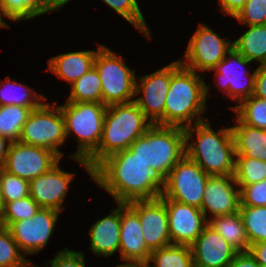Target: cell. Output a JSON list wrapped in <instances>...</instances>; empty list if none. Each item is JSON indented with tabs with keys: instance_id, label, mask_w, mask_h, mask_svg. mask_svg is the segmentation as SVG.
I'll use <instances>...</instances> for the list:
<instances>
[{
	"instance_id": "obj_1",
	"label": "cell",
	"mask_w": 266,
	"mask_h": 267,
	"mask_svg": "<svg viewBox=\"0 0 266 267\" xmlns=\"http://www.w3.org/2000/svg\"><path fill=\"white\" fill-rule=\"evenodd\" d=\"M91 177L117 203L158 198L163 191V181L129 149L107 156L92 170Z\"/></svg>"
},
{
	"instance_id": "obj_2",
	"label": "cell",
	"mask_w": 266,
	"mask_h": 267,
	"mask_svg": "<svg viewBox=\"0 0 266 267\" xmlns=\"http://www.w3.org/2000/svg\"><path fill=\"white\" fill-rule=\"evenodd\" d=\"M208 88L196 71L186 68L180 61L171 63V81L164 108V126L186 128L203 122L201 114L206 107Z\"/></svg>"
},
{
	"instance_id": "obj_3",
	"label": "cell",
	"mask_w": 266,
	"mask_h": 267,
	"mask_svg": "<svg viewBox=\"0 0 266 267\" xmlns=\"http://www.w3.org/2000/svg\"><path fill=\"white\" fill-rule=\"evenodd\" d=\"M195 142L189 144L193 134ZM185 155L196 162L208 175L233 176L235 174L236 150L232 128L214 132L206 120L184 128Z\"/></svg>"
},
{
	"instance_id": "obj_4",
	"label": "cell",
	"mask_w": 266,
	"mask_h": 267,
	"mask_svg": "<svg viewBox=\"0 0 266 267\" xmlns=\"http://www.w3.org/2000/svg\"><path fill=\"white\" fill-rule=\"evenodd\" d=\"M135 101L107 106L98 149L86 160L92 171L103 159L126 150L153 124Z\"/></svg>"
},
{
	"instance_id": "obj_5",
	"label": "cell",
	"mask_w": 266,
	"mask_h": 267,
	"mask_svg": "<svg viewBox=\"0 0 266 267\" xmlns=\"http://www.w3.org/2000/svg\"><path fill=\"white\" fill-rule=\"evenodd\" d=\"M128 149L164 181L185 156L184 128L153 124Z\"/></svg>"
},
{
	"instance_id": "obj_6",
	"label": "cell",
	"mask_w": 266,
	"mask_h": 267,
	"mask_svg": "<svg viewBox=\"0 0 266 267\" xmlns=\"http://www.w3.org/2000/svg\"><path fill=\"white\" fill-rule=\"evenodd\" d=\"M60 109L65 120L66 138L73 131L79 144L78 150L70 158L77 160L92 175L86 160L99 147L107 106L98 102L66 101Z\"/></svg>"
},
{
	"instance_id": "obj_7",
	"label": "cell",
	"mask_w": 266,
	"mask_h": 267,
	"mask_svg": "<svg viewBox=\"0 0 266 267\" xmlns=\"http://www.w3.org/2000/svg\"><path fill=\"white\" fill-rule=\"evenodd\" d=\"M123 61L121 55L116 56L108 47L98 45L94 67L100 76L105 106L134 101L131 98L136 95V74Z\"/></svg>"
},
{
	"instance_id": "obj_8",
	"label": "cell",
	"mask_w": 266,
	"mask_h": 267,
	"mask_svg": "<svg viewBox=\"0 0 266 267\" xmlns=\"http://www.w3.org/2000/svg\"><path fill=\"white\" fill-rule=\"evenodd\" d=\"M43 103L33 109L23 125L19 142L46 148L55 152L60 158L63 153L58 150L66 139L65 120L60 106Z\"/></svg>"
},
{
	"instance_id": "obj_9",
	"label": "cell",
	"mask_w": 266,
	"mask_h": 267,
	"mask_svg": "<svg viewBox=\"0 0 266 267\" xmlns=\"http://www.w3.org/2000/svg\"><path fill=\"white\" fill-rule=\"evenodd\" d=\"M208 175L186 155L163 181L162 197L201 209Z\"/></svg>"
},
{
	"instance_id": "obj_10",
	"label": "cell",
	"mask_w": 266,
	"mask_h": 267,
	"mask_svg": "<svg viewBox=\"0 0 266 267\" xmlns=\"http://www.w3.org/2000/svg\"><path fill=\"white\" fill-rule=\"evenodd\" d=\"M232 48L233 42L221 39L206 25L199 24L189 40L187 51L183 56L185 61L180 60V62L194 71H209L220 63Z\"/></svg>"
},
{
	"instance_id": "obj_11",
	"label": "cell",
	"mask_w": 266,
	"mask_h": 267,
	"mask_svg": "<svg viewBox=\"0 0 266 267\" xmlns=\"http://www.w3.org/2000/svg\"><path fill=\"white\" fill-rule=\"evenodd\" d=\"M61 158L46 148L12 142L4 170L31 181L56 165Z\"/></svg>"
},
{
	"instance_id": "obj_12",
	"label": "cell",
	"mask_w": 266,
	"mask_h": 267,
	"mask_svg": "<svg viewBox=\"0 0 266 267\" xmlns=\"http://www.w3.org/2000/svg\"><path fill=\"white\" fill-rule=\"evenodd\" d=\"M60 212L51 208H40L29 219L13 222L8 228L25 256L42 250L53 233Z\"/></svg>"
},
{
	"instance_id": "obj_13",
	"label": "cell",
	"mask_w": 266,
	"mask_h": 267,
	"mask_svg": "<svg viewBox=\"0 0 266 267\" xmlns=\"http://www.w3.org/2000/svg\"><path fill=\"white\" fill-rule=\"evenodd\" d=\"M127 205L139 216L145 244L151 252L171 244L167 209L162 196L131 201Z\"/></svg>"
},
{
	"instance_id": "obj_14",
	"label": "cell",
	"mask_w": 266,
	"mask_h": 267,
	"mask_svg": "<svg viewBox=\"0 0 266 267\" xmlns=\"http://www.w3.org/2000/svg\"><path fill=\"white\" fill-rule=\"evenodd\" d=\"M171 81V64L158 71L142 76L140 86L136 80L135 94L144 96L134 99L140 110L152 124L164 126V108Z\"/></svg>"
},
{
	"instance_id": "obj_15",
	"label": "cell",
	"mask_w": 266,
	"mask_h": 267,
	"mask_svg": "<svg viewBox=\"0 0 266 267\" xmlns=\"http://www.w3.org/2000/svg\"><path fill=\"white\" fill-rule=\"evenodd\" d=\"M171 244L191 246L208 224L201 209L164 199Z\"/></svg>"
},
{
	"instance_id": "obj_16",
	"label": "cell",
	"mask_w": 266,
	"mask_h": 267,
	"mask_svg": "<svg viewBox=\"0 0 266 267\" xmlns=\"http://www.w3.org/2000/svg\"><path fill=\"white\" fill-rule=\"evenodd\" d=\"M121 259L126 265H147L151 251L143 237L139 216L127 205L120 203V246Z\"/></svg>"
},
{
	"instance_id": "obj_17",
	"label": "cell",
	"mask_w": 266,
	"mask_h": 267,
	"mask_svg": "<svg viewBox=\"0 0 266 267\" xmlns=\"http://www.w3.org/2000/svg\"><path fill=\"white\" fill-rule=\"evenodd\" d=\"M235 185L238 186L234 175L209 176L201 206L207 221V211H210L214 217L239 212L241 205L240 189H234Z\"/></svg>"
},
{
	"instance_id": "obj_18",
	"label": "cell",
	"mask_w": 266,
	"mask_h": 267,
	"mask_svg": "<svg viewBox=\"0 0 266 267\" xmlns=\"http://www.w3.org/2000/svg\"><path fill=\"white\" fill-rule=\"evenodd\" d=\"M227 55L229 57L225 56L220 63L209 71H216L222 86L220 88H222L229 97L234 98L237 100V103H240L244 99L253 96L256 70L251 76L247 75L244 70H241V72L240 70H236L237 66V69H239V67H244L246 64L250 63V61L242 56L234 47ZM235 64L236 67L234 66ZM242 75L248 77V81L245 82L246 84L242 82Z\"/></svg>"
},
{
	"instance_id": "obj_19",
	"label": "cell",
	"mask_w": 266,
	"mask_h": 267,
	"mask_svg": "<svg viewBox=\"0 0 266 267\" xmlns=\"http://www.w3.org/2000/svg\"><path fill=\"white\" fill-rule=\"evenodd\" d=\"M73 173L64 172L59 162L44 174L29 181V195L41 208L61 211Z\"/></svg>"
},
{
	"instance_id": "obj_20",
	"label": "cell",
	"mask_w": 266,
	"mask_h": 267,
	"mask_svg": "<svg viewBox=\"0 0 266 267\" xmlns=\"http://www.w3.org/2000/svg\"><path fill=\"white\" fill-rule=\"evenodd\" d=\"M190 249L194 267H227L238 253L208 224Z\"/></svg>"
},
{
	"instance_id": "obj_21",
	"label": "cell",
	"mask_w": 266,
	"mask_h": 267,
	"mask_svg": "<svg viewBox=\"0 0 266 267\" xmlns=\"http://www.w3.org/2000/svg\"><path fill=\"white\" fill-rule=\"evenodd\" d=\"M118 209L92 225L89 231L91 238V250L97 256L108 257L120 246V203Z\"/></svg>"
},
{
	"instance_id": "obj_22",
	"label": "cell",
	"mask_w": 266,
	"mask_h": 267,
	"mask_svg": "<svg viewBox=\"0 0 266 267\" xmlns=\"http://www.w3.org/2000/svg\"><path fill=\"white\" fill-rule=\"evenodd\" d=\"M96 51H77L50 58L48 71L73 84L94 66Z\"/></svg>"
},
{
	"instance_id": "obj_23",
	"label": "cell",
	"mask_w": 266,
	"mask_h": 267,
	"mask_svg": "<svg viewBox=\"0 0 266 267\" xmlns=\"http://www.w3.org/2000/svg\"><path fill=\"white\" fill-rule=\"evenodd\" d=\"M231 127L236 157H248L266 161V130L251 127L236 120Z\"/></svg>"
},
{
	"instance_id": "obj_24",
	"label": "cell",
	"mask_w": 266,
	"mask_h": 267,
	"mask_svg": "<svg viewBox=\"0 0 266 267\" xmlns=\"http://www.w3.org/2000/svg\"><path fill=\"white\" fill-rule=\"evenodd\" d=\"M208 225L216 230L237 252L249 251V240L239 212L209 218Z\"/></svg>"
},
{
	"instance_id": "obj_25",
	"label": "cell",
	"mask_w": 266,
	"mask_h": 267,
	"mask_svg": "<svg viewBox=\"0 0 266 267\" xmlns=\"http://www.w3.org/2000/svg\"><path fill=\"white\" fill-rule=\"evenodd\" d=\"M239 39L233 42V47L247 60H257L260 66L266 65V24L249 26Z\"/></svg>"
},
{
	"instance_id": "obj_26",
	"label": "cell",
	"mask_w": 266,
	"mask_h": 267,
	"mask_svg": "<svg viewBox=\"0 0 266 267\" xmlns=\"http://www.w3.org/2000/svg\"><path fill=\"white\" fill-rule=\"evenodd\" d=\"M66 101L102 103V85L99 73L94 66L71 84V93Z\"/></svg>"
},
{
	"instance_id": "obj_27",
	"label": "cell",
	"mask_w": 266,
	"mask_h": 267,
	"mask_svg": "<svg viewBox=\"0 0 266 267\" xmlns=\"http://www.w3.org/2000/svg\"><path fill=\"white\" fill-rule=\"evenodd\" d=\"M150 262L155 265L150 266ZM147 267H194L190 246L170 244L150 254Z\"/></svg>"
},
{
	"instance_id": "obj_28",
	"label": "cell",
	"mask_w": 266,
	"mask_h": 267,
	"mask_svg": "<svg viewBox=\"0 0 266 267\" xmlns=\"http://www.w3.org/2000/svg\"><path fill=\"white\" fill-rule=\"evenodd\" d=\"M32 112L31 108L24 106H0V135L11 143L19 141L23 125Z\"/></svg>"
},
{
	"instance_id": "obj_29",
	"label": "cell",
	"mask_w": 266,
	"mask_h": 267,
	"mask_svg": "<svg viewBox=\"0 0 266 267\" xmlns=\"http://www.w3.org/2000/svg\"><path fill=\"white\" fill-rule=\"evenodd\" d=\"M7 83L0 84V87H4L3 90H0V106L5 105H15V106H24L26 108L36 109L40 107L43 103L41 100L47 99L45 96L38 95L33 92L28 86H24L22 83L10 81V77H6ZM17 87L25 89L23 92L19 90L17 92ZM15 90V92H13ZM19 94V95H18ZM40 96V97H39ZM34 97V98H33ZM32 98V99H31Z\"/></svg>"
},
{
	"instance_id": "obj_30",
	"label": "cell",
	"mask_w": 266,
	"mask_h": 267,
	"mask_svg": "<svg viewBox=\"0 0 266 267\" xmlns=\"http://www.w3.org/2000/svg\"><path fill=\"white\" fill-rule=\"evenodd\" d=\"M249 245L266 241V206H240Z\"/></svg>"
},
{
	"instance_id": "obj_31",
	"label": "cell",
	"mask_w": 266,
	"mask_h": 267,
	"mask_svg": "<svg viewBox=\"0 0 266 267\" xmlns=\"http://www.w3.org/2000/svg\"><path fill=\"white\" fill-rule=\"evenodd\" d=\"M47 12L45 0H0L1 15L21 21Z\"/></svg>"
},
{
	"instance_id": "obj_32",
	"label": "cell",
	"mask_w": 266,
	"mask_h": 267,
	"mask_svg": "<svg viewBox=\"0 0 266 267\" xmlns=\"http://www.w3.org/2000/svg\"><path fill=\"white\" fill-rule=\"evenodd\" d=\"M231 108L241 123L266 130V99L251 96Z\"/></svg>"
},
{
	"instance_id": "obj_33",
	"label": "cell",
	"mask_w": 266,
	"mask_h": 267,
	"mask_svg": "<svg viewBox=\"0 0 266 267\" xmlns=\"http://www.w3.org/2000/svg\"><path fill=\"white\" fill-rule=\"evenodd\" d=\"M20 252L9 228L0 225V267H35Z\"/></svg>"
},
{
	"instance_id": "obj_34",
	"label": "cell",
	"mask_w": 266,
	"mask_h": 267,
	"mask_svg": "<svg viewBox=\"0 0 266 267\" xmlns=\"http://www.w3.org/2000/svg\"><path fill=\"white\" fill-rule=\"evenodd\" d=\"M234 177L240 189L245 185L263 181L266 179V161L236 157Z\"/></svg>"
},
{
	"instance_id": "obj_35",
	"label": "cell",
	"mask_w": 266,
	"mask_h": 267,
	"mask_svg": "<svg viewBox=\"0 0 266 267\" xmlns=\"http://www.w3.org/2000/svg\"><path fill=\"white\" fill-rule=\"evenodd\" d=\"M41 207L29 195L5 204V210L0 225L9 227L13 222L32 218Z\"/></svg>"
},
{
	"instance_id": "obj_36",
	"label": "cell",
	"mask_w": 266,
	"mask_h": 267,
	"mask_svg": "<svg viewBox=\"0 0 266 267\" xmlns=\"http://www.w3.org/2000/svg\"><path fill=\"white\" fill-rule=\"evenodd\" d=\"M115 10L120 16H122L129 23L133 24L139 31L143 32L144 35L152 38L150 30L146 25L143 14L139 8L137 0H102Z\"/></svg>"
},
{
	"instance_id": "obj_37",
	"label": "cell",
	"mask_w": 266,
	"mask_h": 267,
	"mask_svg": "<svg viewBox=\"0 0 266 267\" xmlns=\"http://www.w3.org/2000/svg\"><path fill=\"white\" fill-rule=\"evenodd\" d=\"M0 187L5 204L29 196V181L4 169L0 170Z\"/></svg>"
},
{
	"instance_id": "obj_38",
	"label": "cell",
	"mask_w": 266,
	"mask_h": 267,
	"mask_svg": "<svg viewBox=\"0 0 266 267\" xmlns=\"http://www.w3.org/2000/svg\"><path fill=\"white\" fill-rule=\"evenodd\" d=\"M234 18L249 26L266 24V0H247Z\"/></svg>"
},
{
	"instance_id": "obj_39",
	"label": "cell",
	"mask_w": 266,
	"mask_h": 267,
	"mask_svg": "<svg viewBox=\"0 0 266 267\" xmlns=\"http://www.w3.org/2000/svg\"><path fill=\"white\" fill-rule=\"evenodd\" d=\"M240 206H266V179L240 189Z\"/></svg>"
},
{
	"instance_id": "obj_40",
	"label": "cell",
	"mask_w": 266,
	"mask_h": 267,
	"mask_svg": "<svg viewBox=\"0 0 266 267\" xmlns=\"http://www.w3.org/2000/svg\"><path fill=\"white\" fill-rule=\"evenodd\" d=\"M48 263H50L51 267H86L84 254L68 248L57 253L55 258Z\"/></svg>"
},
{
	"instance_id": "obj_41",
	"label": "cell",
	"mask_w": 266,
	"mask_h": 267,
	"mask_svg": "<svg viewBox=\"0 0 266 267\" xmlns=\"http://www.w3.org/2000/svg\"><path fill=\"white\" fill-rule=\"evenodd\" d=\"M253 96L266 99V66H259L256 69Z\"/></svg>"
},
{
	"instance_id": "obj_42",
	"label": "cell",
	"mask_w": 266,
	"mask_h": 267,
	"mask_svg": "<svg viewBox=\"0 0 266 267\" xmlns=\"http://www.w3.org/2000/svg\"><path fill=\"white\" fill-rule=\"evenodd\" d=\"M227 267H261L255 258L247 252H238Z\"/></svg>"
},
{
	"instance_id": "obj_43",
	"label": "cell",
	"mask_w": 266,
	"mask_h": 267,
	"mask_svg": "<svg viewBox=\"0 0 266 267\" xmlns=\"http://www.w3.org/2000/svg\"><path fill=\"white\" fill-rule=\"evenodd\" d=\"M247 0H219L222 12L231 15L233 18L244 7Z\"/></svg>"
},
{
	"instance_id": "obj_44",
	"label": "cell",
	"mask_w": 266,
	"mask_h": 267,
	"mask_svg": "<svg viewBox=\"0 0 266 267\" xmlns=\"http://www.w3.org/2000/svg\"><path fill=\"white\" fill-rule=\"evenodd\" d=\"M249 252L261 267H266V241L252 244Z\"/></svg>"
},
{
	"instance_id": "obj_45",
	"label": "cell",
	"mask_w": 266,
	"mask_h": 267,
	"mask_svg": "<svg viewBox=\"0 0 266 267\" xmlns=\"http://www.w3.org/2000/svg\"><path fill=\"white\" fill-rule=\"evenodd\" d=\"M6 141H8L7 146ZM10 145L11 142L7 138L0 135V170L4 168Z\"/></svg>"
},
{
	"instance_id": "obj_46",
	"label": "cell",
	"mask_w": 266,
	"mask_h": 267,
	"mask_svg": "<svg viewBox=\"0 0 266 267\" xmlns=\"http://www.w3.org/2000/svg\"><path fill=\"white\" fill-rule=\"evenodd\" d=\"M70 0H45L48 11H60L61 6L69 2Z\"/></svg>"
},
{
	"instance_id": "obj_47",
	"label": "cell",
	"mask_w": 266,
	"mask_h": 267,
	"mask_svg": "<svg viewBox=\"0 0 266 267\" xmlns=\"http://www.w3.org/2000/svg\"><path fill=\"white\" fill-rule=\"evenodd\" d=\"M4 210H5V203L3 201V197L1 194V187H0V222L3 218Z\"/></svg>"
},
{
	"instance_id": "obj_48",
	"label": "cell",
	"mask_w": 266,
	"mask_h": 267,
	"mask_svg": "<svg viewBox=\"0 0 266 267\" xmlns=\"http://www.w3.org/2000/svg\"><path fill=\"white\" fill-rule=\"evenodd\" d=\"M116 267H147V265H126V264H121Z\"/></svg>"
},
{
	"instance_id": "obj_49",
	"label": "cell",
	"mask_w": 266,
	"mask_h": 267,
	"mask_svg": "<svg viewBox=\"0 0 266 267\" xmlns=\"http://www.w3.org/2000/svg\"><path fill=\"white\" fill-rule=\"evenodd\" d=\"M5 28V27H8V24L6 22L3 21L2 19V15L0 13V28Z\"/></svg>"
}]
</instances>
